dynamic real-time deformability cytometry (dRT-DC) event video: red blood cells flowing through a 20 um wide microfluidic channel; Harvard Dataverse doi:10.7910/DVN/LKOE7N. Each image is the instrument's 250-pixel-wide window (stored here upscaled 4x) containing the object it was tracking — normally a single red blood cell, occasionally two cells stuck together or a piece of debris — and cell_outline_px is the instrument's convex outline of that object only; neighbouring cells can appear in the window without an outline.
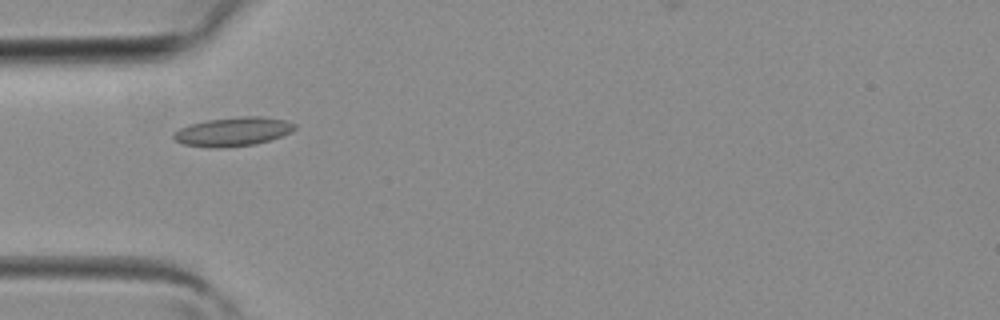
{"species": "common noctule bat (a hibernating species)", "species_latin": "Nyctalus noctula", "temperature_condition": "room temperature", "stored_images_in_passage": 3, "camera_frame_rate_fps": 3000, "um_per_image_px": 0.085, "animal": {"sex": "female", "body_mass_g": 19.3, "forearm_length_mm": 54.1}, "frame": {"image": 1, "passage_image": 3, "time_ms": 0.667, "image_size_px": [1000, 320], "cell_outline_px": [[296, 128], [292, 132], [256, 144], [220, 148], [184, 144], [176, 140], [172, 136], [172, 132], [180, 128], [192, 124], [208, 120], [240, 116], [264, 116], [284, 120], [296, 124]], "centroid_in_image_um": [19.82, 11.18], "position_along_channel_um": 65.2, "area_um2": 20.23}}